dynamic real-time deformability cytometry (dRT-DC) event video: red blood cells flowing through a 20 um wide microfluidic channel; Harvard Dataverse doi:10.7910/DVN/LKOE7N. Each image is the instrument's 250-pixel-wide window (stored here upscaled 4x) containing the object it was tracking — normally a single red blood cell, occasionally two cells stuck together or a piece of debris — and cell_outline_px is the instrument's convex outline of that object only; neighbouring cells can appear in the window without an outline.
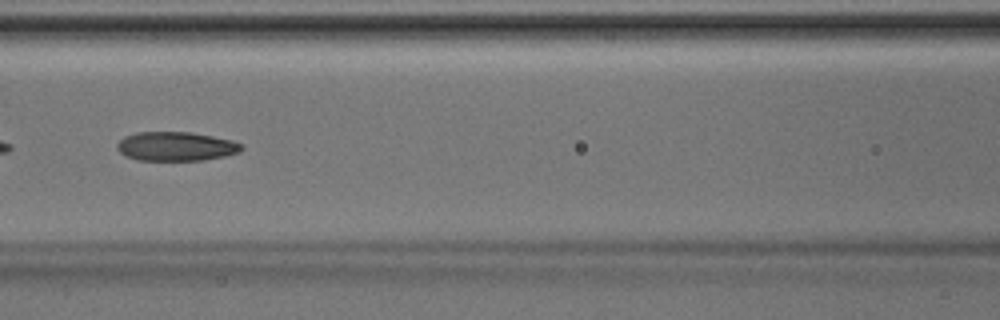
{"species": "Egyptian fruit bat (a non-hibernating species)", "species_latin": "Rousettus aegyptiacus", "temperature_condition": "room temperature", "stored_images_in_passage": 47, "camera_frame_rate_fps": 3000, "um_per_image_px": 0.085, "animal": {"sex": "male"}, "frame": {"image": 1, "passage_image": 21, "time_ms": 6.667, "image_size_px": [1000, 320], "cell_outline_px": [[244, 148], [240, 152], [224, 156], [204, 160], [136, 160], [120, 152], [116, 148], [116, 144], [124, 136], [136, 132], [192, 132], [232, 140], [244, 144]], "centroid_in_image_um": [14.98, 12.43], "position_along_channel_um": 151.6, "area_um2": 21.21}}